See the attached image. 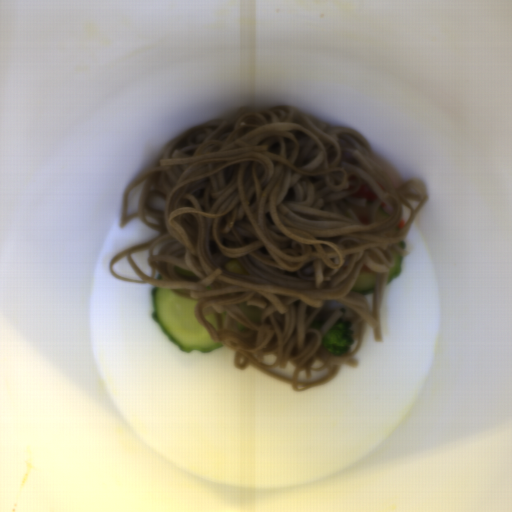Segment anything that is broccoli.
<instances>
[{
    "instance_id": "2",
    "label": "broccoli",
    "mask_w": 512,
    "mask_h": 512,
    "mask_svg": "<svg viewBox=\"0 0 512 512\" xmlns=\"http://www.w3.org/2000/svg\"><path fill=\"white\" fill-rule=\"evenodd\" d=\"M324 321L322 320H315L313 322L310 323V325L308 327L312 328V329H321L322 325H323Z\"/></svg>"
},
{
    "instance_id": "1",
    "label": "broccoli",
    "mask_w": 512,
    "mask_h": 512,
    "mask_svg": "<svg viewBox=\"0 0 512 512\" xmlns=\"http://www.w3.org/2000/svg\"><path fill=\"white\" fill-rule=\"evenodd\" d=\"M352 323L338 320L322 338L324 348L333 355H345L354 344Z\"/></svg>"
}]
</instances>
